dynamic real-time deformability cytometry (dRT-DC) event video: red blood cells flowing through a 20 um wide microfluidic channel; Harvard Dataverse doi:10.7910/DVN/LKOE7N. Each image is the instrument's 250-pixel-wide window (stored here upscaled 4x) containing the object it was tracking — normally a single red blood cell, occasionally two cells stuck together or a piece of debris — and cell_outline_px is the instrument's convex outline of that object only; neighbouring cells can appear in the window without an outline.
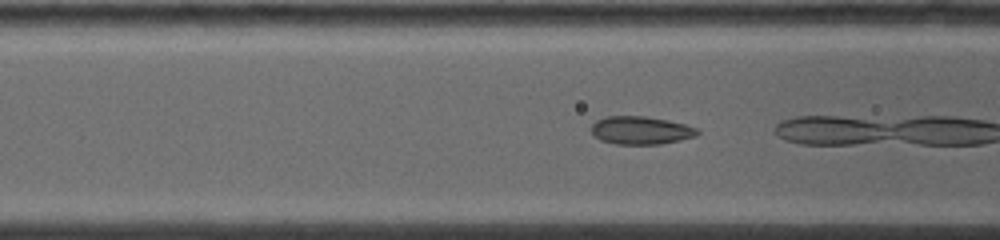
{"species": "common noctule bat (a hibernating species)", "species_latin": "Nyctalus noctula", "temperature_condition": "warm", "stored_images_in_passage": 26, "camera_frame_rate_fps": 5000, "um_per_image_px": 0.085, "animal": {"sex": "female", "body_mass_g": 19.0, "forearm_length_mm": 53.3}, "frame": {"image": 1, "passage_image": 5, "time_ms": 1.4, "image_size_px": [1000, 240], "cell_outline_px": [[700, 132], [696, 136], [680, 140], [660, 144], [616, 144], [600, 140], [592, 132], [592, 124], [596, 120], [608, 116], [644, 116], [668, 120], [684, 124], [696, 128]], "centroid_in_image_um": [54.47, 11.08], "position_along_channel_um": 112.1, "area_um2": 17.22}}